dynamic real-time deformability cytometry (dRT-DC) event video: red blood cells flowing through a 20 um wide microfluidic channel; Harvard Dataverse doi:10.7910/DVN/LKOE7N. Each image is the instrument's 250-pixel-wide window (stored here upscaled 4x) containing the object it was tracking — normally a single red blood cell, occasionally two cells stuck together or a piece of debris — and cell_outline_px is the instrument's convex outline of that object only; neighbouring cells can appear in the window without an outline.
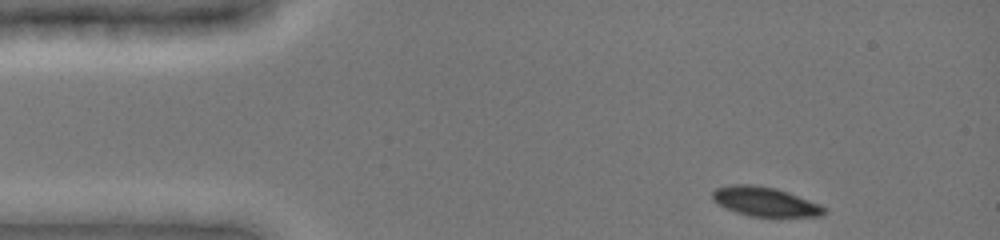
{"species": "common noctule bat (a hibernating species)", "species_latin": "Nyctalus noctula", "temperature_condition": "cold", "stored_images_in_passage": 39, "camera_frame_rate_fps": 3000, "um_per_image_px": 0.085, "animal": {"sex": "female", "body_mass_g": 19.0, "forearm_length_mm": 51.5}, "frame": {"image": 1, "passage_image": 1, "time_ms": 0.0, "image_size_px": [1000, 240], "cell_outline_px": [[828, 212], [824, 216], [748, 216], [724, 208], [712, 200], [712, 192], [716, 188], [732, 184], [752, 184], [776, 188], [788, 192], [820, 204], [828, 208]], "centroid_in_image_um": [65.04, 17.14], "position_along_channel_um": 20.0, "area_um2": 19.25}}
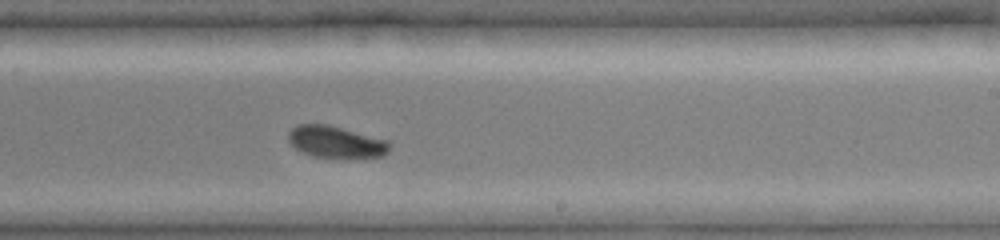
{"frame": {"image": 2, "passage_image": 25, "time_ms": 8.0, "image_size_px": [1000, 240], "cell_outline_px": [[392, 144], [388, 152], [384, 156], [312, 156], [296, 148], [288, 140], [288, 132], [296, 124], [328, 124], [388, 140]], "centroid_in_image_um": [28.56, 12.03], "position_along_channel_um": 260.4, "area_um2": 18.38}}
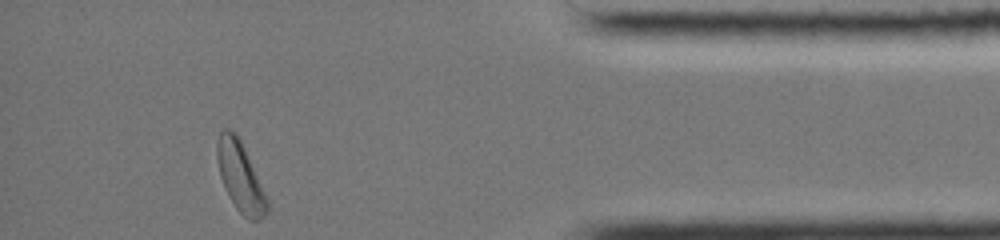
{"frame": {"image": 3, "passage_image": 39, "time_ms": 12.667, "image_size_px": [1000, 240], "cell_outline_px": [[268, 208], [264, 216], [256, 220], [248, 220], [236, 208], [228, 196], [220, 176], [216, 156], [216, 144], [220, 132], [224, 128], [228, 128], [236, 132], [244, 148], [268, 200]], "centroid_in_image_um": [20.39, 15.0], "position_along_channel_um": 414.8, "area_um2": 20.0}, "authors_computed_cell_mechanics": {"area_um2": 19.9988, "velocity_mm_per_s": 3.9116, "shape_relaxation_time_tau1_ms": 2.1908, "shape_relaxation_time_tau2_ms": null, "deformation_change_tau1": 0.0943, "deformation_change_tau2": null}}